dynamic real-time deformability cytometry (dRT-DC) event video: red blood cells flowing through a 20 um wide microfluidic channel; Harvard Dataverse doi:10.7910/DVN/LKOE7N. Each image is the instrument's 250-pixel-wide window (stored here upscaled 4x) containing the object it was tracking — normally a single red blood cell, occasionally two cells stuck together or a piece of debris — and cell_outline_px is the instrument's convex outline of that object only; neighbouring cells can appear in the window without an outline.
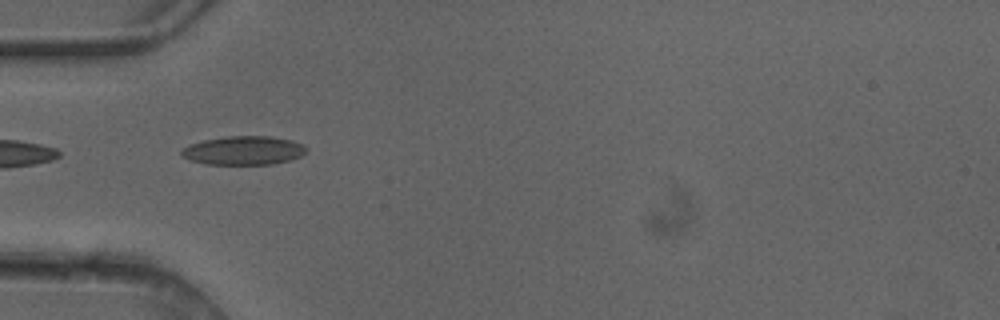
{"species": "common noctule bat (a hibernating species)", "species_latin": "Nyctalus noctula", "temperature_condition": "cold", "stored_images_in_passage": 7, "camera_frame_rate_fps": 3000, "um_per_image_px": 0.085, "animal": {"sex": "female"}, "frame": {"image": 1, "passage_image": 4, "time_ms": 1.0, "image_size_px": [1000, 320], "cell_outline_px": [[308, 148], [300, 156], [292, 160], [272, 164], [204, 164], [180, 156], [180, 152], [188, 144], [204, 140], [228, 136], [272, 136], [292, 140], [304, 144]], "centroid_in_image_um": [20.72, 12.78], "position_along_channel_um": 64.3, "area_um2": 21.04}}
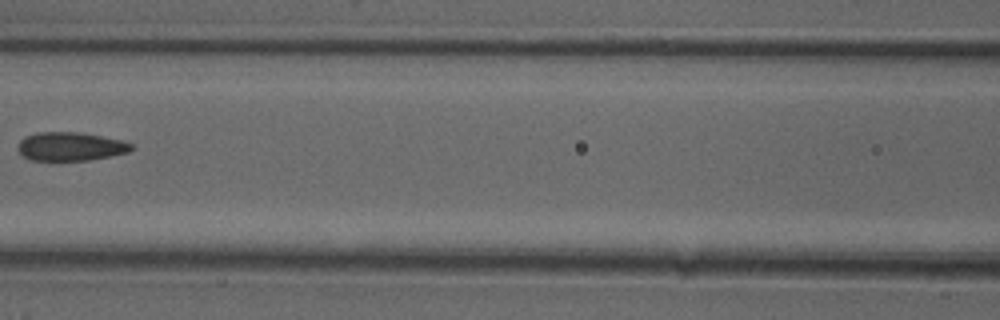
{"frame": {"image": 2, "passage_image": 6, "time_ms": 1.667, "image_size_px": [1000, 320], "cell_outline_px": [[132, 148], [128, 152], [88, 160], [32, 160], [20, 156], [20, 140], [24, 136], [36, 132], [80, 132], [124, 140], [132, 144]], "centroid_in_image_um": [5.98, 12.44], "position_along_channel_um": 160.6, "area_um2": 18.84}}
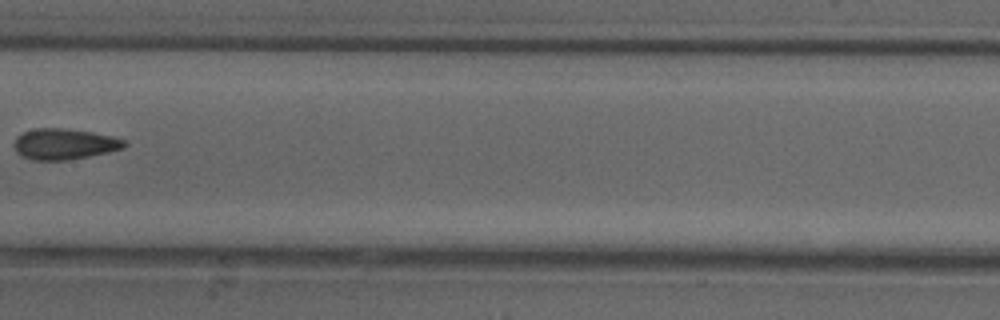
{"frame": {"image": 3, "passage_image": 7, "time_ms": 2.0, "image_size_px": [1000, 320], "cell_outline_px": [[128, 144], [124, 148], [108, 152], [68, 160], [32, 160], [20, 156], [16, 152], [12, 144], [16, 136], [24, 132], [36, 128], [68, 128], [92, 132], [112, 136], [124, 140]], "centroid_in_image_um": [5.43, 12.24], "position_along_channel_um": 202.0, "area_um2": 20.06}}